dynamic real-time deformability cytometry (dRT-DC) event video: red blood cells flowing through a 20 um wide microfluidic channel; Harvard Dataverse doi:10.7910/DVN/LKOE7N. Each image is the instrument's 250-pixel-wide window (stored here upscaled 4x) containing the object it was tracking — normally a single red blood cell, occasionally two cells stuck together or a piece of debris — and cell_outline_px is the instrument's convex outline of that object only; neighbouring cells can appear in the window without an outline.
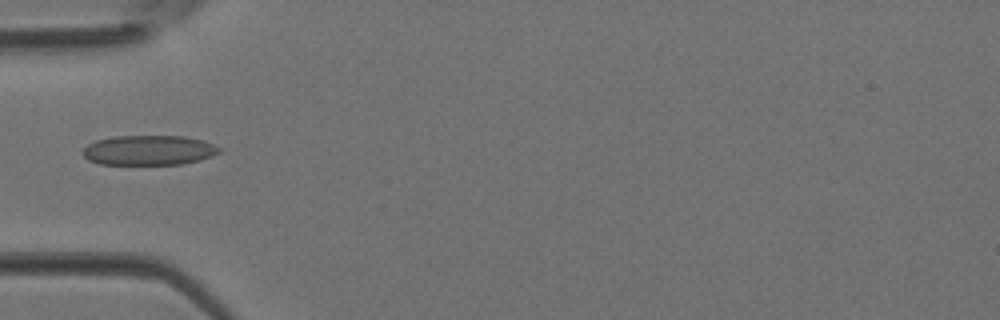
{"species": "Egyptian fruit bat (a non-hibernating species)", "species_latin": "Rousettus aegyptiacus", "temperature_condition": "room temperature", "stored_images_in_passage": 3, "camera_frame_rate_fps": 3000, "um_per_image_px": 0.085, "animal": {"sex": "female"}, "frame": {"image": 1, "passage_image": 3, "time_ms": 0.667, "image_size_px": [1000, 320], "cell_outline_px": [[220, 152], [212, 156], [200, 160], [184, 164], [100, 164], [88, 160], [80, 152], [88, 144], [96, 140], [116, 136], [184, 136], [204, 140], [220, 148]], "centroid_in_image_um": [12.64, 12.77], "position_along_channel_um": 72.4, "area_um2": 23.81}}